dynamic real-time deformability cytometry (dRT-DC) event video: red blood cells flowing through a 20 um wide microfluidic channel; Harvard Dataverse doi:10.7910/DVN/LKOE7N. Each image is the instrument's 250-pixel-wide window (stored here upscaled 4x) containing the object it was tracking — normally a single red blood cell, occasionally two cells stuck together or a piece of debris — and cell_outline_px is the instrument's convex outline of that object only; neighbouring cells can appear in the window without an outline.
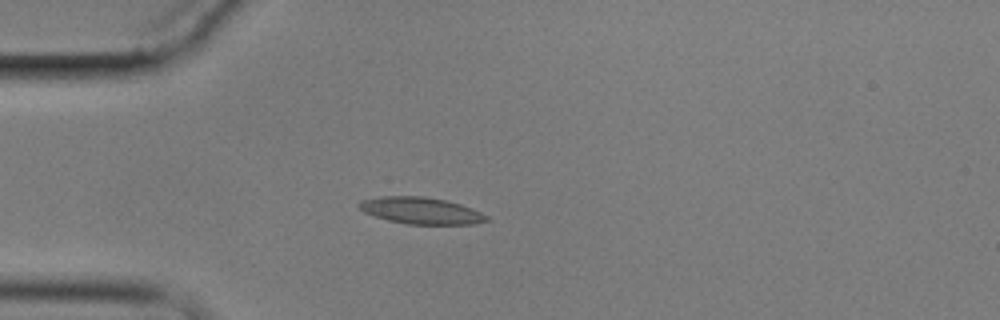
{"species": "common noctule bat (a hibernating species)", "species_latin": "Nyctalus noctula", "temperature_condition": "cold", "stored_images_in_passage": 13, "camera_frame_rate_fps": 3000, "um_per_image_px": 0.085, "animal": {"sex": "male", "body_mass_g": 17.9}, "frame": {"image": 1, "passage_image": 4, "time_ms": 4.667, "image_size_px": [1000, 320], "cell_outline_px": [[492, 220], [476, 224], [408, 224], [388, 220], [364, 212], [356, 204], [360, 200], [380, 196], [424, 196], [444, 200], [460, 204], [472, 208], [488, 216]], "centroid_in_image_um": [35.8, 17.9], "position_along_channel_um": 49.2, "area_um2": 19.88}}
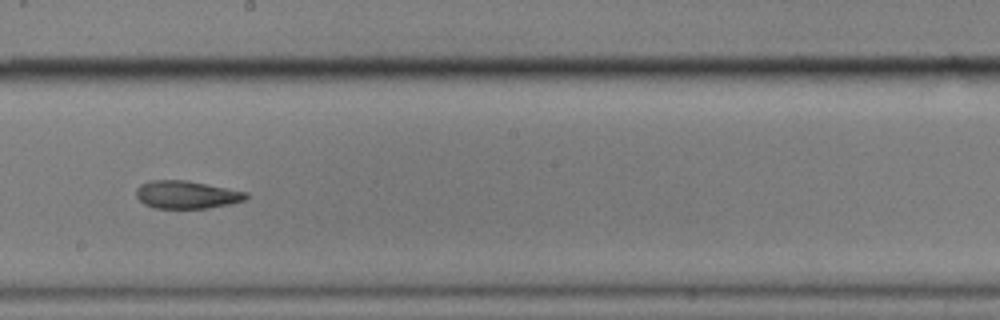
{"frame": {"image": 2, "passage_image": 9, "time_ms": 10.333, "image_size_px": [1000, 320], "cell_outline_px": [[248, 200], [232, 204], [208, 208], [152, 208], [144, 204], [136, 196], [136, 188], [140, 184], [152, 180], [188, 180], [248, 192]], "centroid_in_image_um": [15.89, 16.55], "position_along_channel_um": 232.3, "area_um2": 18.09}}
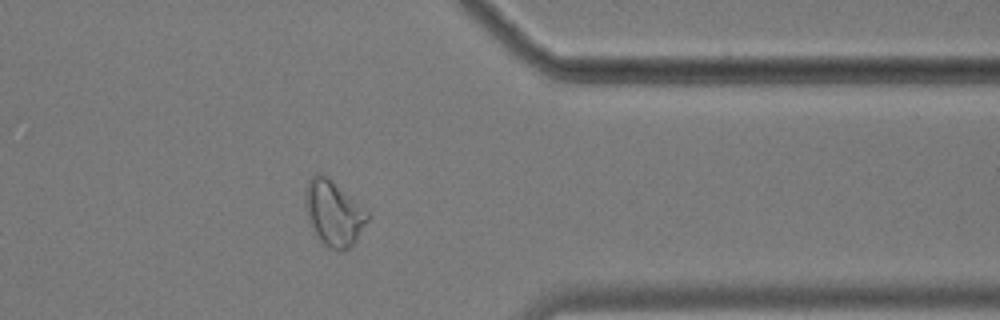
{"frame": {"image": 3, "passage_image": 13, "time_ms": 15.0, "image_size_px": [1000, 320], "cell_outline_px": [[368, 220], [356, 240], [344, 252], [340, 252], [324, 244], [320, 240], [308, 220], [304, 200], [308, 180], [316, 172], [324, 176], [368, 208]], "centroid_in_image_um": [28.38, 18.13], "position_along_channel_um": 383.0, "area_um2": 23.47}, "authors_computed_cell_mechanics": {"area_um2": 18.3226, "velocity_mm_per_s": 3.4544, "shape_relaxation_time_tau1_ms": null, "shape_relaxation_time_tau2_ms": 8.844, "deformation_change_tau1": null, "deformation_change_tau2": 0.1746}}